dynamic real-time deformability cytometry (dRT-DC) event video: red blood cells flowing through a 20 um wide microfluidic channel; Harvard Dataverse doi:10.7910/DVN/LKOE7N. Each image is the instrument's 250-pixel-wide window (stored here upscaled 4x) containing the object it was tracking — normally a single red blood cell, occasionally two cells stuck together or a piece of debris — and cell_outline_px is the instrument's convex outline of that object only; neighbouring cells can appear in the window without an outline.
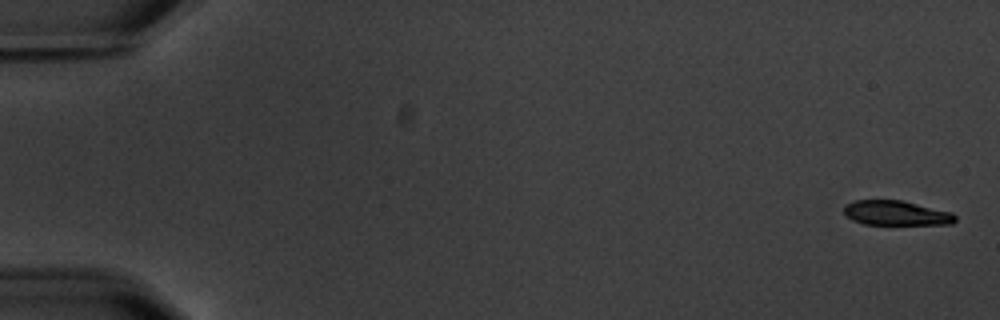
{"species": "common noctule bat (a hibernating species)", "species_latin": "Nyctalus noctula", "temperature_condition": "warm", "stored_images_in_passage": 7, "camera_frame_rate_fps": 3000, "um_per_image_px": 0.085, "animal": {"sex": "male", "body_mass_g": 20.1, "forearm_length_mm": 53.5}, "frame": {"image": 1, "passage_image": 1, "time_ms": 0.0, "image_size_px": [1000, 320], "cell_outline_px": [[956, 220], [952, 224], [864, 224], [852, 220], [844, 212], [844, 204], [856, 200], [900, 200], [952, 212], [956, 216]], "centroid_in_image_um": [76.17, 18.1], "position_along_channel_um": 8.8, "area_um2": 15.9}}
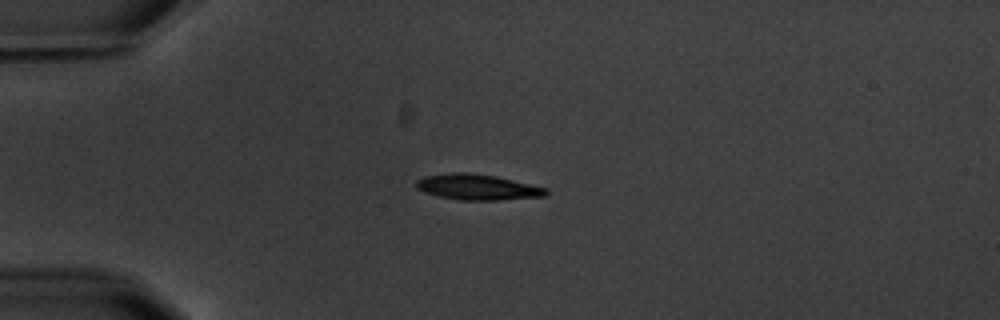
{"frame": {"image": 2, "passage_image": 5, "time_ms": 4.667, "image_size_px": [1000, 320], "cell_outline_px": [[548, 192], [544, 196], [496, 200], [460, 200], [436, 196], [424, 192], [416, 188], [416, 180], [424, 176], [456, 172], [464, 172], [496, 176], [548, 188]], "centroid_in_image_um": [40.56, 15.9], "position_along_channel_um": 44.4, "area_um2": 19.36}}
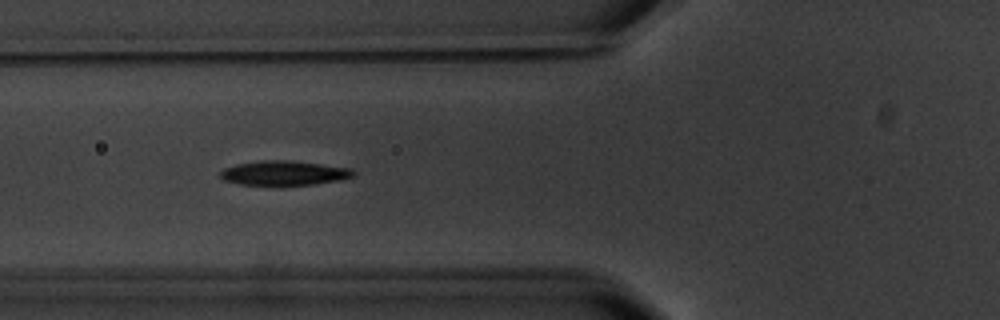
{"frame": {"image": 3, "passage_image": 7, "time_ms": 7.0, "image_size_px": [1000, 320], "cell_outline_px": [[356, 176], [340, 180], [312, 184], [280, 188], [240, 184], [224, 180], [220, 176], [220, 172], [224, 168], [236, 164], [260, 160], [288, 160], [352, 168], [356, 172]], "centroid_in_image_um": [24.14, 14.74], "position_along_channel_um": 101.7, "area_um2": 19.83}}